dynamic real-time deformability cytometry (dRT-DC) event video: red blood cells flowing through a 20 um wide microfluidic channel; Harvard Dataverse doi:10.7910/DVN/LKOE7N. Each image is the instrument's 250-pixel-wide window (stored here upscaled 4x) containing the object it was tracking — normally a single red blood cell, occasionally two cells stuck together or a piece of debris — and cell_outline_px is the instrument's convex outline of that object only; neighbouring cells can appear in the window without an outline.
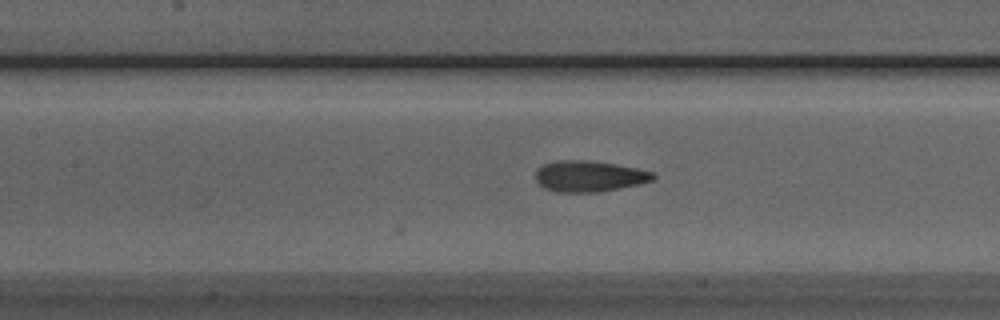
{"species": "Egyptian fruit bat (a non-hibernating species)", "species_latin": "Rousettus aegyptiacus", "temperature_condition": "room temperature", "stored_images_in_passage": 22, "camera_frame_rate_fps": 3000, "um_per_image_px": 0.085, "animal": {"sex": "male"}, "frame": {"image": 1, "passage_image": 8, "time_ms": 2.333, "image_size_px": [1000, 320], "cell_outline_px": [[656, 176], [652, 180], [640, 184], [600, 192], [556, 192], [544, 188], [536, 180], [536, 168], [544, 164], [556, 160], [588, 160], [616, 164], [636, 168], [652, 172]], "centroid_in_image_um": [50.06, 14.98], "position_along_channel_um": 157.3, "area_um2": 21.33}}
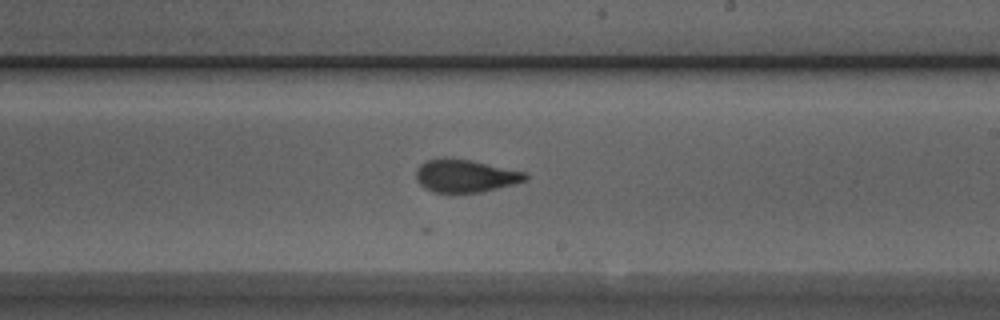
{"frame": {"image": 2, "passage_image": 15, "time_ms": 4.667, "image_size_px": [1000, 320], "cell_outline_px": [[528, 180], [480, 192], [432, 192], [424, 188], [416, 180], [416, 168], [420, 164], [428, 160], [444, 156], [468, 160], [524, 172], [528, 176]], "centroid_in_image_um": [39.48, 14.94], "position_along_channel_um": 249.5, "area_um2": 20.69}}
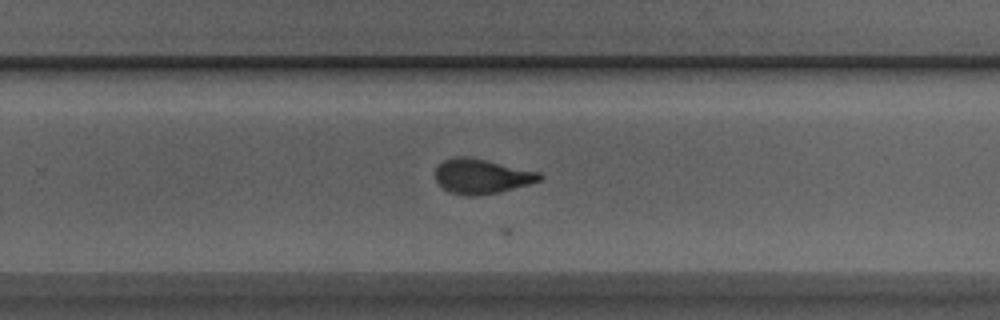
{"frame": {"image": 3, "passage_image": 18, "time_ms": 5.667, "image_size_px": [1000, 320], "cell_outline_px": [[544, 176], [540, 180], [528, 184], [500, 192], [472, 196], [468, 196], [448, 192], [436, 180], [436, 168], [444, 160], [456, 156], [468, 156], [540, 172]], "centroid_in_image_um": [40.94, 14.98], "position_along_channel_um": 288.9, "area_um2": 20.98}}